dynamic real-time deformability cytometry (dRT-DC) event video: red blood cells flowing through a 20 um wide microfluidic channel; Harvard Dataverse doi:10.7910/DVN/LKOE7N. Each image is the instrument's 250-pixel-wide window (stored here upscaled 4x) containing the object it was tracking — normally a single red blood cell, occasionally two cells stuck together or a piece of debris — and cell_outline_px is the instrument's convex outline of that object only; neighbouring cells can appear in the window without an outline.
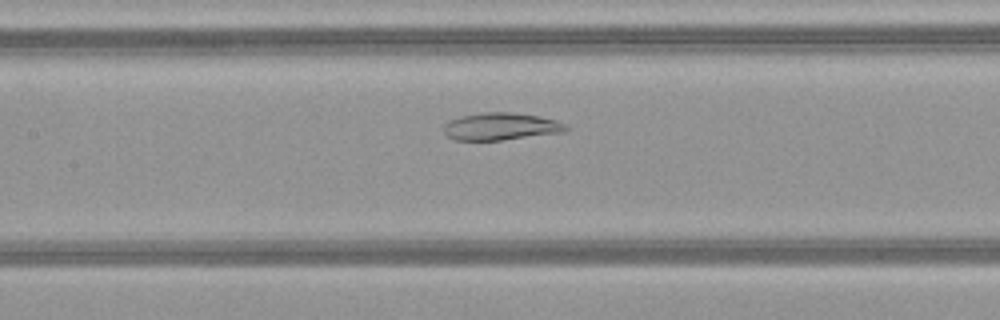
{"species": "common noctule bat (a hibernating species)", "species_latin": "Nyctalus noctula", "temperature_condition": "warm", "stored_images_in_passage": 37, "camera_frame_rate_fps": 3000, "um_per_image_px": 0.085, "animal": {"sex": "female", "body_mass_g": 21.9}, "frame": {"image": 1, "passage_image": 11, "time_ms": 3.333, "image_size_px": [1000, 320], "cell_outline_px": [[572, 128], [568, 132], [500, 140], [456, 140], [448, 136], [444, 132], [444, 124], [448, 120], [460, 116], [480, 112], [512, 112], [536, 116], [556, 120], [568, 124]], "centroid_in_image_um": [42.63, 10.74], "position_along_channel_um": 164.8, "area_um2": 19.77}}
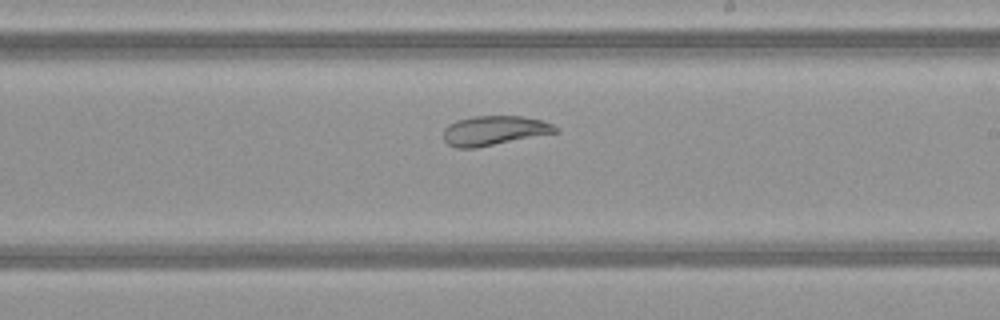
{"frame": {"image": 2, "passage_image": 17, "time_ms": 5.333, "image_size_px": [1000, 320], "cell_outline_px": [[560, 132], [476, 148], [456, 148], [448, 144], [444, 140], [444, 128], [448, 124], [456, 120], [472, 116], [524, 116], [540, 120], [552, 124], [560, 128]], "centroid_in_image_um": [42.02, 11.1], "position_along_channel_um": 247.0, "area_um2": 19.48}}
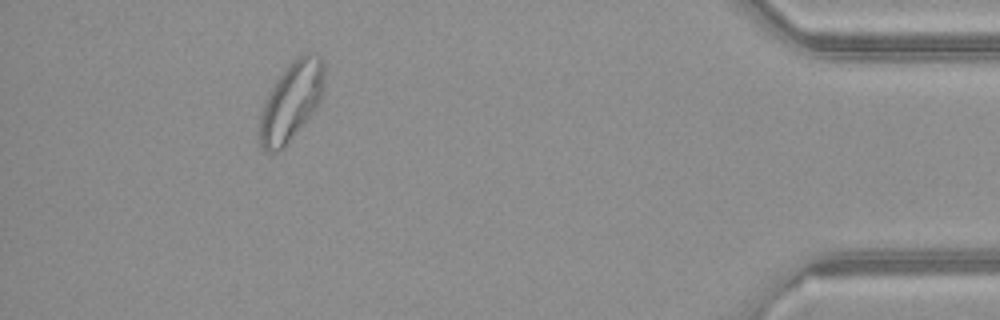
{"frame": {"image": 3, "passage_image": 33, "time_ms": 10.667, "image_size_px": [1000, 320], "cell_outline_px": [[324, 92], [316, 108], [308, 120], [284, 148], [280, 152], [268, 152], [260, 148], [256, 140], [256, 136], [260, 112], [268, 92], [276, 80], [288, 64], [300, 52], [316, 52], [320, 56], [324, 64]], "centroid_in_image_um": [24.72, 8.64], "position_along_channel_um": 410.5, "area_um2": 30.92}, "authors_computed_cell_mechanics": {"area_um2": 22.1952, "velocity_mm_per_s": 4.1184, "shape_relaxation_time_tau1_ms": null, "shape_relaxation_time_tau2_ms": 1.9765, "deformation_change_tau1": null, "deformation_change_tau2": 0.0524}}